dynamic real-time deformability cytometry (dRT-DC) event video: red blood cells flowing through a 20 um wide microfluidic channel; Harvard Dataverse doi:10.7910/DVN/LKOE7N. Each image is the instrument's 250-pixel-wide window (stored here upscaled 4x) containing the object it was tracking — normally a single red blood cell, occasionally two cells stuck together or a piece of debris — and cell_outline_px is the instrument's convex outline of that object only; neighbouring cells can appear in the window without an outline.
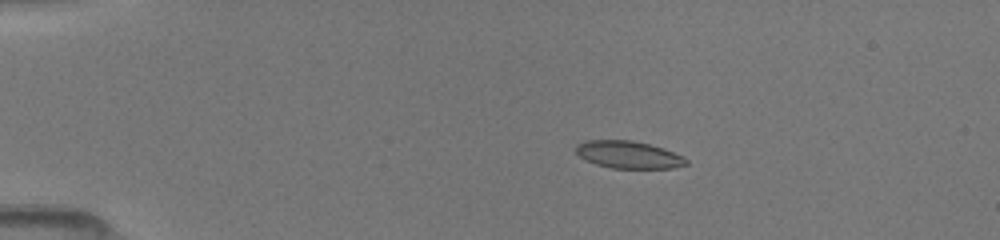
{"species": "common noctule bat (a hibernating species)", "species_latin": "Nyctalus noctula", "temperature_condition": "room temperature", "stored_images_in_passage": 16, "camera_frame_rate_fps": 3000, "um_per_image_px": 0.085, "animal": {"sex": "female", "body_mass_g": 19.5, "forearm_length_mm": 54.1}, "frame": {"image": 1, "passage_image": 7, "time_ms": 3.0, "image_size_px": [1000, 240], "cell_outline_px": [[688, 164], [672, 168], [612, 168], [596, 164], [584, 160], [576, 152], [576, 144], [584, 140], [632, 140], [664, 148], [684, 156], [688, 160]], "centroid_in_image_um": [53.42, 13.14], "position_along_channel_um": 31.6, "area_um2": 17.69}}
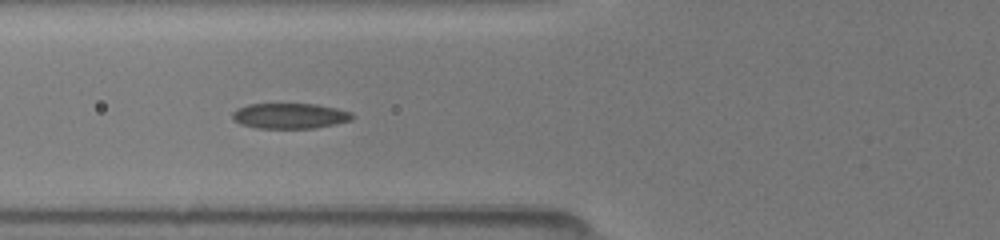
{"frame": {"image": 2, "passage_image": 13, "time_ms": 6.333, "image_size_px": [1000, 240], "cell_outline_px": [[352, 120], [336, 124], [316, 128], [256, 128], [240, 124], [232, 120], [232, 112], [236, 108], [248, 104], [316, 104], [336, 108], [352, 112]], "centroid_in_image_um": [24.6, 9.85], "position_along_channel_um": 101.2, "area_um2": 17.92}}
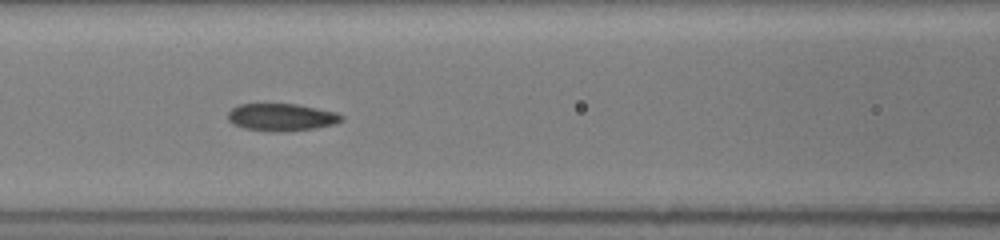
{"frame": {"image": 3, "passage_image": 15, "time_ms": 7.333, "image_size_px": [1000, 240], "cell_outline_px": [[344, 120], [336, 124], [316, 128], [284, 132], [272, 132], [244, 128], [232, 124], [228, 120], [228, 112], [232, 108], [240, 104], [296, 104], [336, 112], [344, 116]], "centroid_in_image_um": [23.94, 9.97], "position_along_channel_um": 142.7, "area_um2": 18.32}}